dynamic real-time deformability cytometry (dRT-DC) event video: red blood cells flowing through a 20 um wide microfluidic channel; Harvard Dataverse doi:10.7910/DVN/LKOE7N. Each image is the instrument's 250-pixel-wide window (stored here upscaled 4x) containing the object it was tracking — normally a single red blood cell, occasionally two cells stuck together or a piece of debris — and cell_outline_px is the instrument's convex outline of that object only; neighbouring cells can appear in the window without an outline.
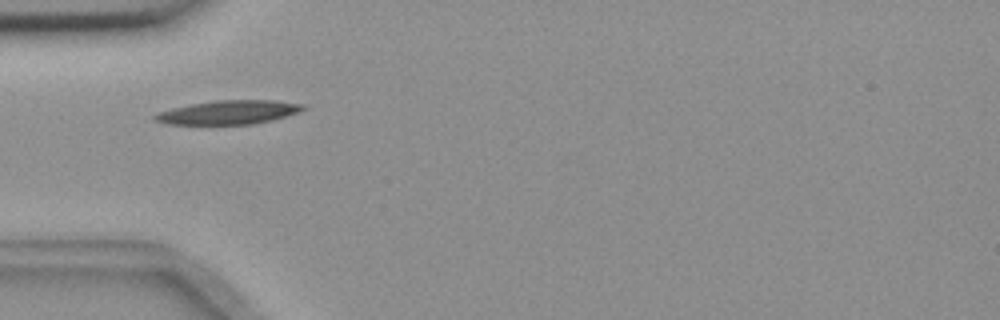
{"species": "common noctule bat (a hibernating species)", "species_latin": "Nyctalus noctula", "temperature_condition": "room temperature", "stored_images_in_passage": 2, "camera_frame_rate_fps": 3000, "um_per_image_px": 0.085, "animal": {"sex": "female", "body_mass_g": 18.4}, "frame": {"image": 1, "passage_image": 1, "time_ms": 0.0, "image_size_px": [1000, 320], "cell_outline_px": [[308, 108], [300, 112], [272, 120], [252, 124], [168, 124], [152, 120], [152, 116], [160, 112], [172, 108], [192, 104], [216, 100], [276, 100], [308, 104]], "centroid_in_image_um": [19.51, 9.54], "position_along_channel_um": 65.5, "area_um2": 20.75}}